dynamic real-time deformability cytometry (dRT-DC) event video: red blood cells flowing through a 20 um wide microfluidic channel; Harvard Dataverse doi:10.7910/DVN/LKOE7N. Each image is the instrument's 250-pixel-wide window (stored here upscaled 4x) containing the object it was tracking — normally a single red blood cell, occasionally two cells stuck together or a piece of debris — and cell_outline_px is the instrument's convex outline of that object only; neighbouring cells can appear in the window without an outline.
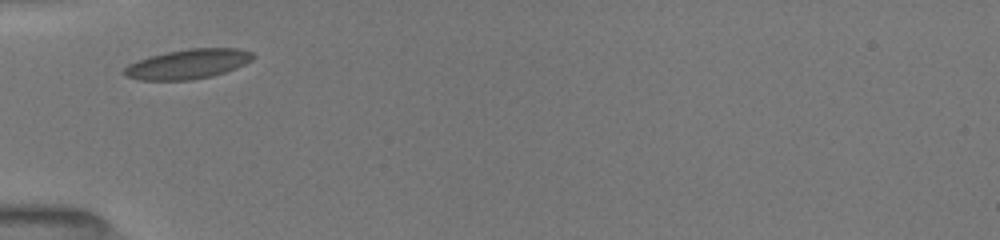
{"species": "common noctule bat (a hibernating species)", "species_latin": "Nyctalus noctula", "temperature_condition": "room temperature", "stored_images_in_passage": 5, "camera_frame_rate_fps": 3000, "um_per_image_px": 0.085, "animal": {"sex": "female", "body_mass_g": 19.5, "forearm_length_mm": 54.1}, "frame": {"image": 1, "passage_image": 1, "time_ms": 0.0, "image_size_px": [1000, 240], "cell_outline_px": [[256, 56], [252, 60], [236, 68], [212, 76], [192, 80], [140, 80], [124, 76], [120, 72], [128, 64], [136, 60], [168, 52], [188, 48], [240, 48], [252, 52]], "centroid_in_image_um": [15.96, 5.44], "position_along_channel_um": 69.0, "area_um2": 22.43}}
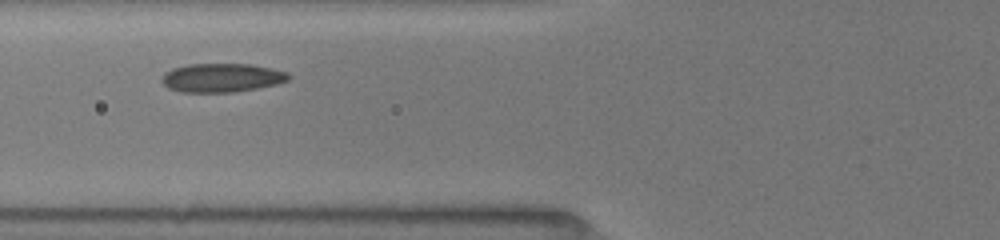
{"frame": {"image": 2, "passage_image": 4, "time_ms": 1.0, "image_size_px": [1000, 240], "cell_outline_px": [[292, 76], [288, 80], [276, 84], [256, 88], [232, 92], [180, 92], [168, 88], [160, 80], [164, 72], [172, 68], [188, 64], [252, 64], [272, 68], [288, 72]], "centroid_in_image_um": [18.84, 6.6], "position_along_channel_um": 107.0, "area_um2": 21.39}}